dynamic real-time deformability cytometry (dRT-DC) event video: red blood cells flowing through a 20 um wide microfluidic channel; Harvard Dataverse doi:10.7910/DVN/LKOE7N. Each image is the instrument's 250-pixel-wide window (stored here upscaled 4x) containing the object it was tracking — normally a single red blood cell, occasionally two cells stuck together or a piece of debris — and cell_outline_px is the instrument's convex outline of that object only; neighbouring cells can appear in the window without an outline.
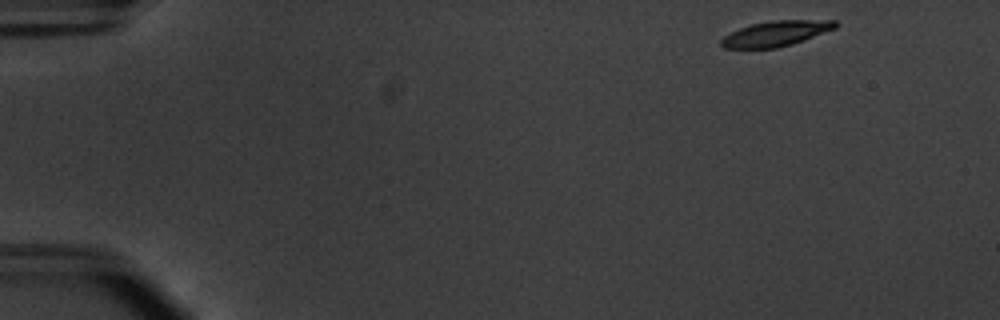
{"species": "common noctule bat (a hibernating species)", "species_latin": "Nyctalus noctula", "temperature_condition": "warm", "stored_images_in_passage": 50, "camera_frame_rate_fps": 3000, "um_per_image_px": 0.085, "animal": {"sex": "male", "body_mass_g": 20.1, "forearm_length_mm": 53.5}, "frame": {"image": 1, "passage_image": 1, "time_ms": 0.0, "image_size_px": [1000, 320], "cell_outline_px": [[840, 24], [836, 28], [804, 40], [792, 44], [776, 48], [724, 48], [720, 44], [720, 40], [724, 36], [740, 28], [752, 24], [772, 20], [836, 20]], "centroid_in_image_um": [65.98, 2.84], "position_along_channel_um": 19.0, "area_um2": 16.82}}
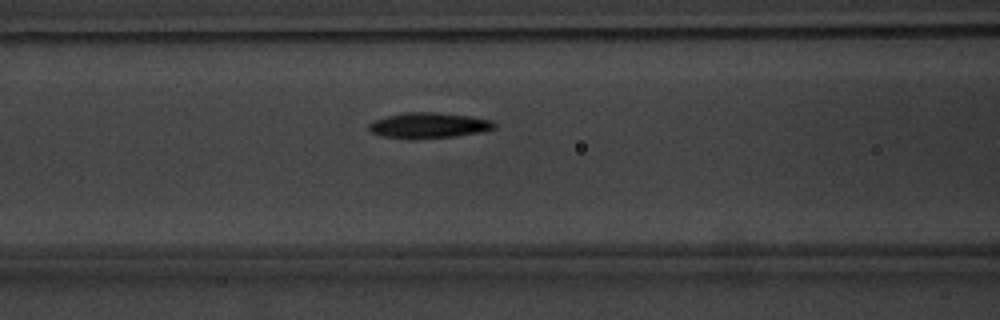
{"frame": {"image": 2, "passage_image": 19, "time_ms": 6.0, "image_size_px": [1000, 320], "cell_outline_px": [[496, 128], [480, 132], [456, 136], [408, 140], [380, 136], [368, 132], [368, 124], [372, 120], [404, 112], [436, 112], [468, 116], [492, 120], [496, 124]], "centroid_in_image_um": [36.37, 10.67], "position_along_channel_um": 130.2, "area_um2": 19.07}}
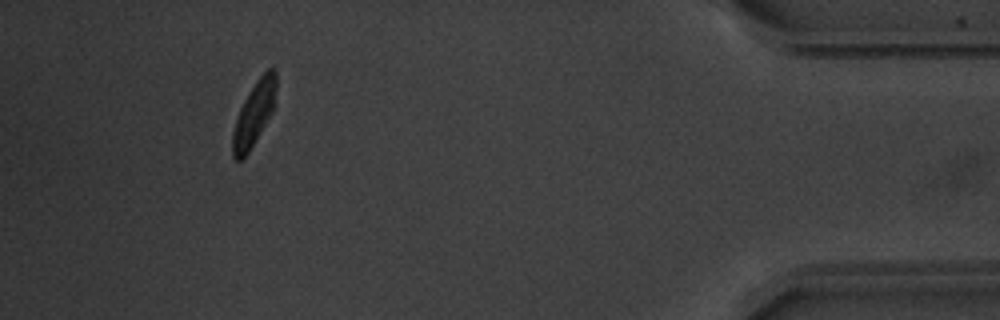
{"frame": {"image": 3, "passage_image": 46, "time_ms": 15.0, "image_size_px": [1000, 320], "cell_outline_px": [[276, 104], [272, 112], [248, 152], [240, 160], [236, 160], [232, 156], [232, 132], [240, 108], [248, 92], [256, 80], [268, 68], [276, 68]], "centroid_in_image_um": [21.61, 9.62], "position_along_channel_um": 413.6, "area_um2": 16.18}, "authors_computed_cell_mechanics": {"area_um2": 18.207, "velocity_mm_per_s": 3.7488, "shape_relaxation_time_tau1_ms": 2.2917, "shape_relaxation_time_tau2_ms": 3.3612, "deformation_change_tau1": 0.1805, "deformation_change_tau2": 0.0803}}